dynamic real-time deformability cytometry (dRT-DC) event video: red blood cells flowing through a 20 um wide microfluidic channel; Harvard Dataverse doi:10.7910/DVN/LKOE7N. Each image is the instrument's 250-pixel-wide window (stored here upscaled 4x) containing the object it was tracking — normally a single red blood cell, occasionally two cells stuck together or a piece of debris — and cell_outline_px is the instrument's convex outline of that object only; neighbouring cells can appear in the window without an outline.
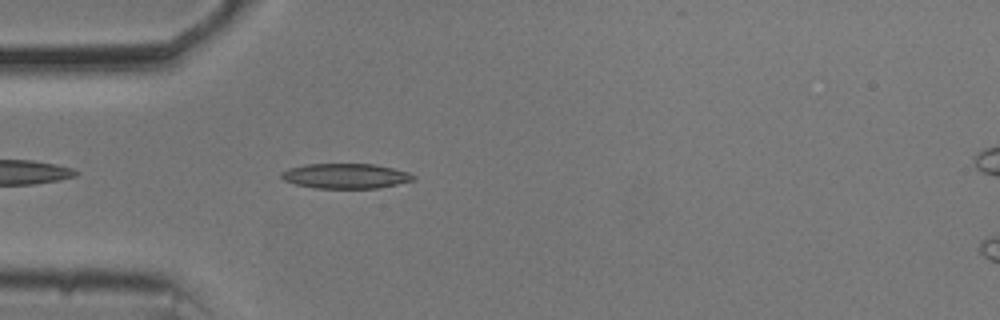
{"species": "common noctule bat (a hibernating species)", "species_latin": "Nyctalus noctula", "temperature_condition": "cold", "stored_images_in_passage": 43, "camera_frame_rate_fps": 3000, "um_per_image_px": 0.085, "animal": {"sex": "male", "body_mass_g": 20.5, "forearm_length_mm": 52.5}, "frame": {"image": 1, "passage_image": 4, "time_ms": 1.0, "image_size_px": [1000, 320], "cell_outline_px": [[416, 180], [376, 188], [316, 188], [296, 184], [284, 180], [280, 176], [280, 172], [288, 168], [304, 164], [372, 164], [392, 168], [408, 172], [416, 176]], "centroid_in_image_um": [29.36, 14.95], "position_along_channel_um": 55.6, "area_um2": 19.19}}
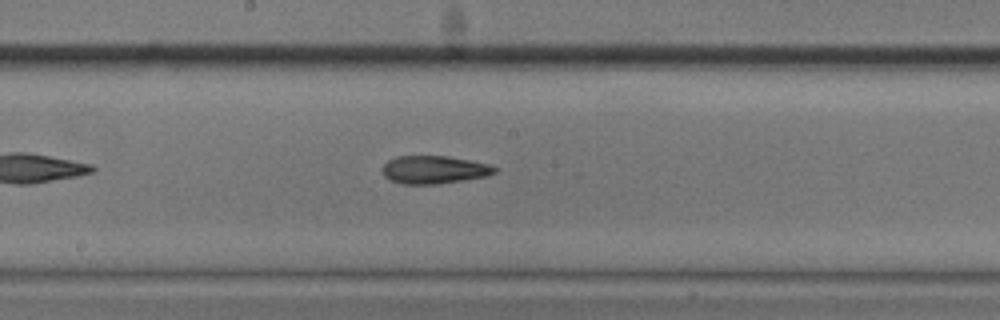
{"frame": {"image": 2, "passage_image": 17, "time_ms": 5.333, "image_size_px": [1000, 320], "cell_outline_px": [[496, 172], [488, 176], [440, 184], [400, 184], [388, 180], [384, 176], [384, 164], [388, 160], [396, 156], [448, 156], [488, 164], [496, 168]], "centroid_in_image_um": [36.88, 14.43], "position_along_channel_um": 211.3, "area_um2": 18.32}}
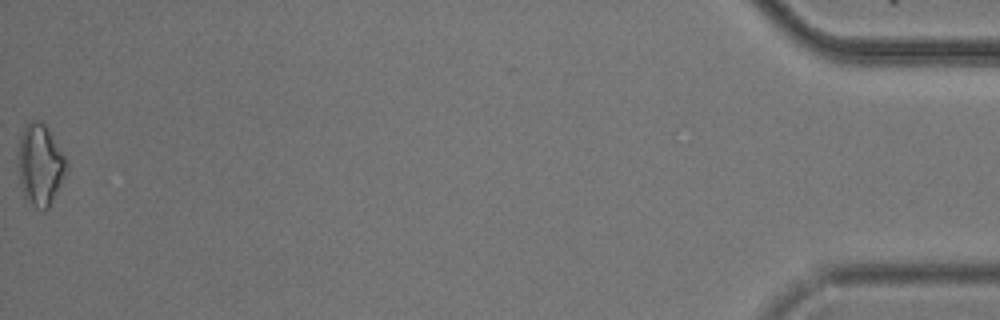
{"frame": {"image": 3, "passage_image": 43, "time_ms": 14.0, "image_size_px": [1000, 320], "cell_outline_px": [[68, 172], [48, 208], [44, 212], [36, 208], [24, 196], [20, 184], [20, 136], [24, 128], [32, 120], [40, 120], [48, 128], [64, 156], [68, 164]], "centroid_in_image_um": [3.46, 14.04], "position_along_channel_um": 431.7, "area_um2": 22.54}, "authors_computed_cell_mechanics": {"area_um2": 18.496, "velocity_mm_per_s": 3.6837, "shape_relaxation_time_tau1_ms": 3.4905, "shape_relaxation_time_tau2_ms": 2.8177, "deformation_change_tau1": 0.1238, "deformation_change_tau2": 0.1129}}